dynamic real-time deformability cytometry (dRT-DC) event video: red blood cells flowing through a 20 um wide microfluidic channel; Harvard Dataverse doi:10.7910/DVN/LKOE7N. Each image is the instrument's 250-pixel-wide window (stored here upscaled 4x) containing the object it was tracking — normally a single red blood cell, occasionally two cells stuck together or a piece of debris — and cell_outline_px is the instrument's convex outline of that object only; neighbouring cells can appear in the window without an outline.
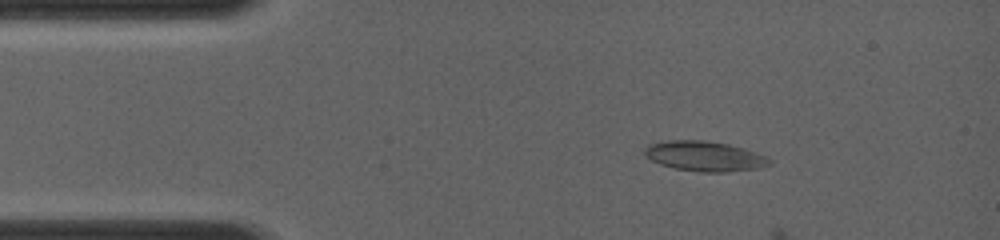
{"species": "common noctule bat (a hibernating species)", "species_latin": "Nyctalus noctula", "temperature_condition": "room temperature", "stored_images_in_passage": 7, "camera_frame_rate_fps": 4000, "um_per_image_px": 0.085, "animal": {"sex": "female", "body_mass_g": 19.0, "forearm_length_mm": 56.7}, "frame": {"image": 1, "passage_image": 5, "time_ms": 1.75, "image_size_px": [1000, 240], "cell_outline_px": [[772, 164], [760, 168], [724, 172], [700, 172], [676, 168], [660, 164], [644, 156], [644, 148], [648, 144], [668, 140], [704, 140], [728, 144], [744, 148], [768, 156], [772, 160]], "centroid_in_image_um": [59.91, 13.27], "position_along_channel_um": 25.1, "area_um2": 22.02}}